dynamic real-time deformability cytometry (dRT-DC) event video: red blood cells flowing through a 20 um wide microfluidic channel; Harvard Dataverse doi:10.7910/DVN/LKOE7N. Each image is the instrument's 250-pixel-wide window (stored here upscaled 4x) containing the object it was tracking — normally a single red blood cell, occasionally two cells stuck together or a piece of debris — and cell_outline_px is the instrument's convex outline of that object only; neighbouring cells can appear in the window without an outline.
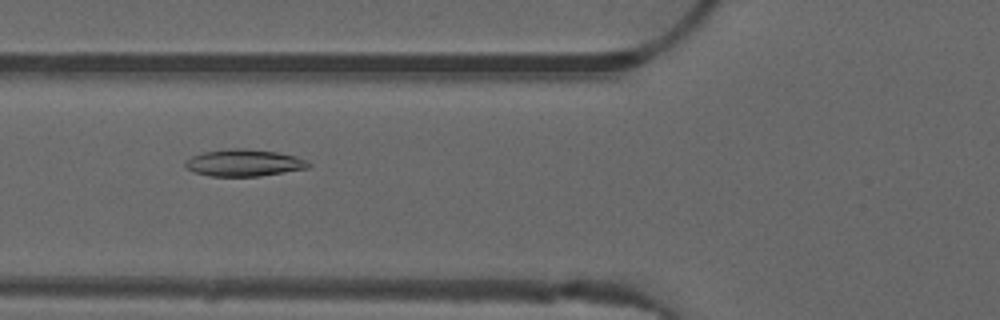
{"species": "common noctule bat (a hibernating species)", "species_latin": "Nyctalus noctula", "temperature_condition": "warm", "stored_images_in_passage": 32, "camera_frame_rate_fps": 3000, "um_per_image_px": 0.085, "animal": {"sex": "male", "forearm_length_mm": 52.5}, "frame": {"image": 1, "passage_image": 3, "time_ms": 0.667, "image_size_px": [1000, 320], "cell_outline_px": [[312, 164], [308, 168], [260, 176], [212, 176], [192, 172], [184, 164], [184, 160], [192, 156], [204, 152], [232, 148], [244, 148], [276, 152], [296, 156], [308, 160]], "centroid_in_image_um": [20.75, 13.84], "position_along_channel_um": 105.1, "area_um2": 19.36}}
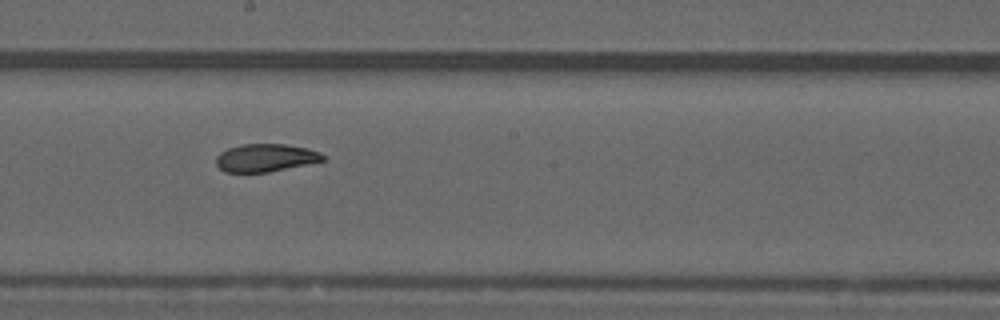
{"frame": {"image": 2, "passage_image": 12, "time_ms": 3.667, "image_size_px": [1000, 320], "cell_outline_px": [[324, 160], [268, 172], [224, 172], [216, 164], [216, 156], [220, 152], [228, 148], [244, 144], [284, 144], [308, 148], [320, 152], [324, 156]], "centroid_in_image_um": [22.54, 13.41], "position_along_channel_um": 225.7, "area_um2": 17.17}}
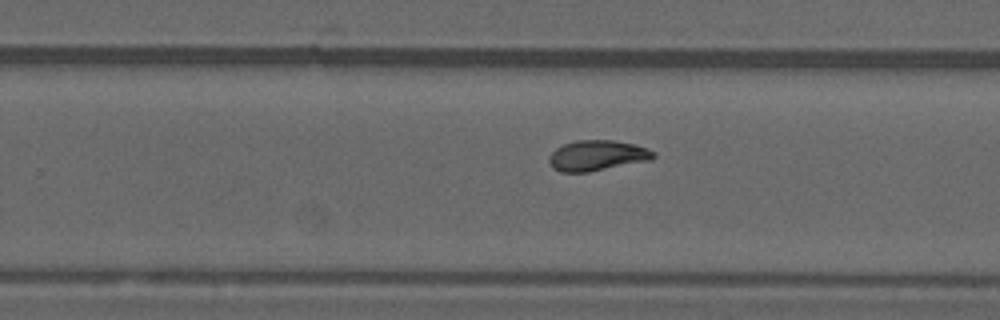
{"frame": {"image": 3, "passage_image": 16, "time_ms": 5.0, "image_size_px": [1000, 320], "cell_outline_px": [[656, 156], [652, 160], [588, 172], [560, 172], [552, 168], [548, 160], [548, 156], [556, 148], [564, 144], [576, 140], [612, 140], [632, 144], [648, 148], [656, 152]], "centroid_in_image_um": [50.76, 13.22], "position_along_channel_um": 279.0, "area_um2": 18.67}}